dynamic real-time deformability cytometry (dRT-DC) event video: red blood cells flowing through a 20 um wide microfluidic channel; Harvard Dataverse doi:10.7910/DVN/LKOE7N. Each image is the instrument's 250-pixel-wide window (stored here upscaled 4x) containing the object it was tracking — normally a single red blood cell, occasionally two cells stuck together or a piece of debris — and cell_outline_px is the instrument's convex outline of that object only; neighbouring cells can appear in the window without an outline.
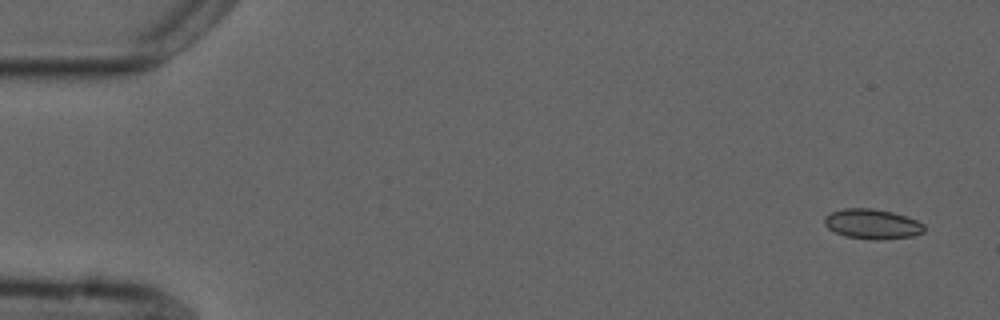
{"species": "common noctule bat (a hibernating species)", "species_latin": "Nyctalus noctula", "temperature_condition": "cold", "stored_images_in_passage": 6, "camera_frame_rate_fps": 3000, "um_per_image_px": 0.085, "animal": {"sex": "male", "forearm_length_mm": 52.5}, "frame": {"image": 1, "passage_image": 1, "time_ms": 0.0, "image_size_px": [1000, 320], "cell_outline_px": [[924, 232], [912, 236], [876, 240], [872, 240], [844, 236], [828, 228], [824, 224], [824, 220], [832, 212], [844, 208], [872, 208], [892, 212], [916, 220], [924, 224]], "centroid_in_image_um": [74.14, 19.04], "position_along_channel_um": 10.9, "area_um2": 17.22}}
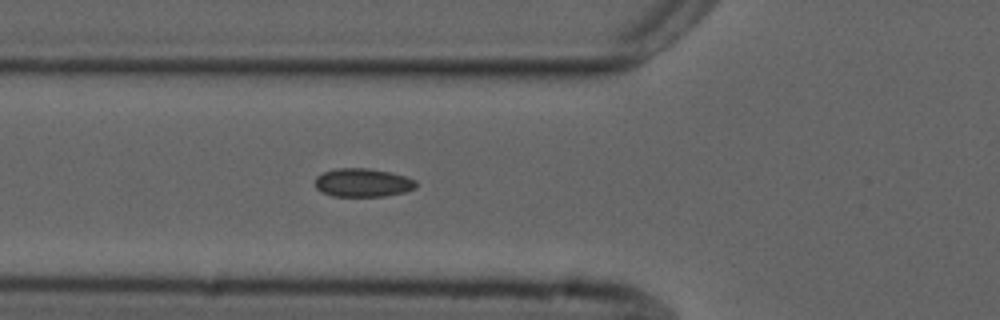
{"frame": {"image": 2, "passage_image": 6, "time_ms": 5.667, "image_size_px": [1000, 320], "cell_outline_px": [[416, 188], [404, 192], [384, 196], [332, 196], [316, 188], [316, 176], [324, 172], [336, 168], [368, 168], [392, 172], [416, 180]], "centroid_in_image_um": [30.85, 15.52], "position_along_channel_um": 94.9, "area_um2": 16.7}}